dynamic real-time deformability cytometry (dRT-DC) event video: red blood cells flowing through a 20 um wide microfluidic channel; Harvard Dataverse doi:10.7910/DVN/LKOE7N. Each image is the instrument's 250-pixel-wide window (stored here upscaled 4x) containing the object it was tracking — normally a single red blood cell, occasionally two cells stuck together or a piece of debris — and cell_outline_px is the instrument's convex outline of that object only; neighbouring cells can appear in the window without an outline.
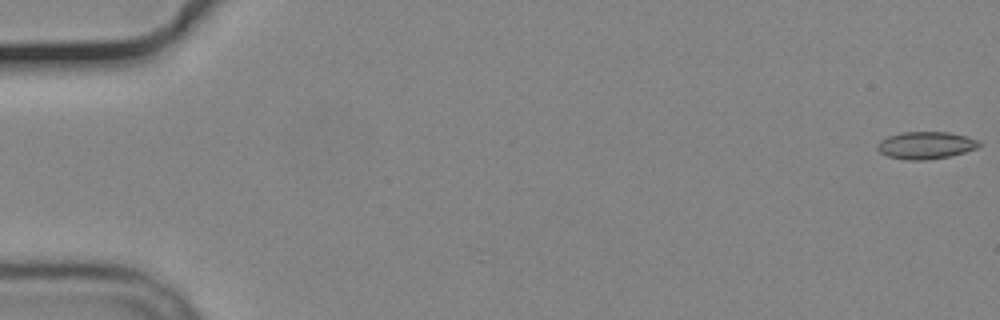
{"species": "common noctule bat (a hibernating species)", "species_latin": "Nyctalus noctula", "temperature_condition": "cold", "stored_images_in_passage": 5, "camera_frame_rate_fps": 3000, "um_per_image_px": 0.085, "animal": {"sex": "male", "body_mass_g": 19.2, "forearm_length_mm": 51.8}, "frame": {"image": 1, "passage_image": 1, "time_ms": 0.0, "image_size_px": [1000, 320], "cell_outline_px": [[980, 144], [976, 148], [964, 152], [948, 156], [924, 160], [904, 160], [888, 156], [880, 152], [876, 148], [876, 144], [880, 140], [888, 136], [904, 132], [948, 132], [968, 136], [976, 140]], "centroid_in_image_um": [78.64, 12.34], "position_along_channel_um": 6.4, "area_um2": 16.07}}
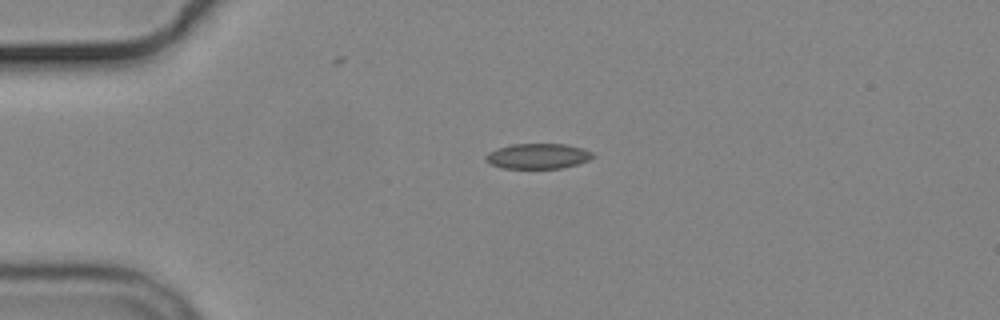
{"frame": {"image": 2, "passage_image": 4, "time_ms": 4.333, "image_size_px": [1000, 320], "cell_outline_px": [[596, 156], [588, 160], [576, 164], [560, 168], [500, 168], [492, 164], [484, 156], [488, 152], [512, 144], [564, 144], [584, 148], [592, 152]], "centroid_in_image_um": [45.75, 13.26], "position_along_channel_um": 39.2, "area_um2": 15.61}}